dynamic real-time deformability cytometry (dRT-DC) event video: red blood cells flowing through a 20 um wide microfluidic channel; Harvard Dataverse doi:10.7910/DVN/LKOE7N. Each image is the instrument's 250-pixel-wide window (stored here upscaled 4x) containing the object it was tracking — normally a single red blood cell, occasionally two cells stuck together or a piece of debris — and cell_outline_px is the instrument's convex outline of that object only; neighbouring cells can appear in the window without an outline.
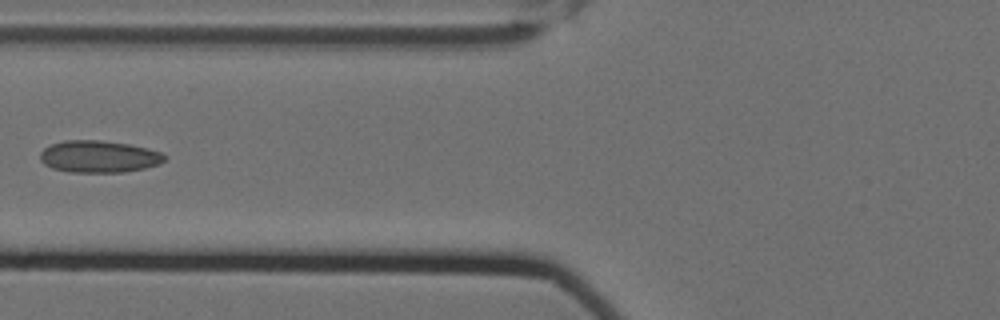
{"species": "Egyptian fruit bat (a non-hibernating species)", "species_latin": "Rousettus aegyptiacus", "temperature_condition": "cold", "stored_images_in_passage": 3, "camera_frame_rate_fps": 3000, "um_per_image_px": 0.085, "animal": {"sex": "female"}, "frame": {"image": 1, "passage_image": 2, "time_ms": 0.333, "image_size_px": [1000, 320], "cell_outline_px": [[168, 156], [160, 164], [144, 168], [124, 172], [68, 172], [52, 168], [44, 164], [40, 160], [40, 152], [48, 144], [64, 140], [100, 140], [128, 144], [160, 152]], "centroid_in_image_um": [8.36, 13.31], "position_along_channel_um": 117.4, "area_um2": 23.29}}